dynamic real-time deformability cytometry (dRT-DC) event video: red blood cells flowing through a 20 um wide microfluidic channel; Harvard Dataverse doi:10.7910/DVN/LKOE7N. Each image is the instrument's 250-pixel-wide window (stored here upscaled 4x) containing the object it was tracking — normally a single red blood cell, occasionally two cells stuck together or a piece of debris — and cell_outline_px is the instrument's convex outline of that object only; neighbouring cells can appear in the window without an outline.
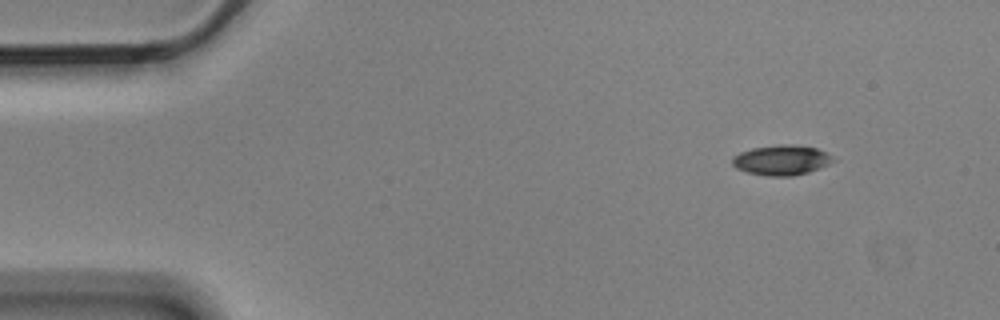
{"species": "Egyptian fruit bat (a non-hibernating species)", "species_latin": "Rousettus aegyptiacus", "temperature_condition": "cold", "stored_images_in_passage": 5, "camera_frame_rate_fps": 3000, "um_per_image_px": 0.085, "animal": {"sex": "male"}, "frame": {"image": 1, "passage_image": 1, "time_ms": 0.0, "image_size_px": [1000, 320], "cell_outline_px": [[836, 160], [820, 168], [808, 172], [792, 176], [768, 176], [748, 172], [736, 168], [732, 164], [732, 156], [740, 152], [752, 148], [780, 144], [792, 144], [816, 148], [828, 152]], "centroid_in_image_um": [66.44, 13.6], "position_along_channel_um": 18.6, "area_um2": 17.74}}
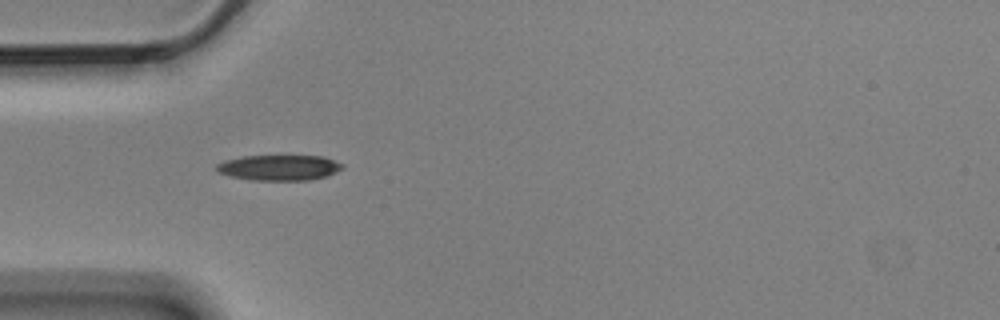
{"frame": {"image": 2, "passage_image": 4, "time_ms": 1.0, "image_size_px": [1000, 320], "cell_outline_px": [[344, 168], [328, 176], [308, 180], [252, 180], [232, 176], [220, 172], [216, 168], [216, 164], [224, 160], [240, 156], [324, 156], [344, 164]], "centroid_in_image_um": [23.77, 14.24], "position_along_channel_um": 61.2, "area_um2": 18.73}}
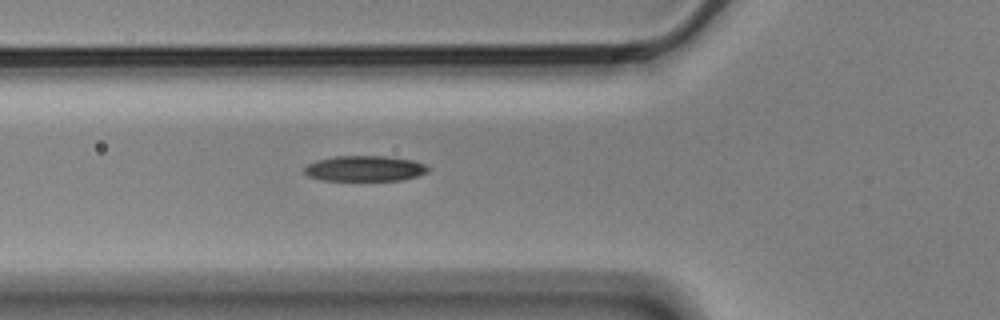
{"frame": {"image": 3, "passage_image": 5, "time_ms": 1.333, "image_size_px": [1000, 320], "cell_outline_px": [[432, 168], [428, 172], [404, 180], [320, 180], [308, 176], [304, 172], [304, 168], [308, 164], [316, 160], [336, 156], [384, 156], [412, 160], [424, 164]], "centroid_in_image_um": [31.01, 14.32], "position_along_channel_um": 94.8, "area_um2": 18.44}}